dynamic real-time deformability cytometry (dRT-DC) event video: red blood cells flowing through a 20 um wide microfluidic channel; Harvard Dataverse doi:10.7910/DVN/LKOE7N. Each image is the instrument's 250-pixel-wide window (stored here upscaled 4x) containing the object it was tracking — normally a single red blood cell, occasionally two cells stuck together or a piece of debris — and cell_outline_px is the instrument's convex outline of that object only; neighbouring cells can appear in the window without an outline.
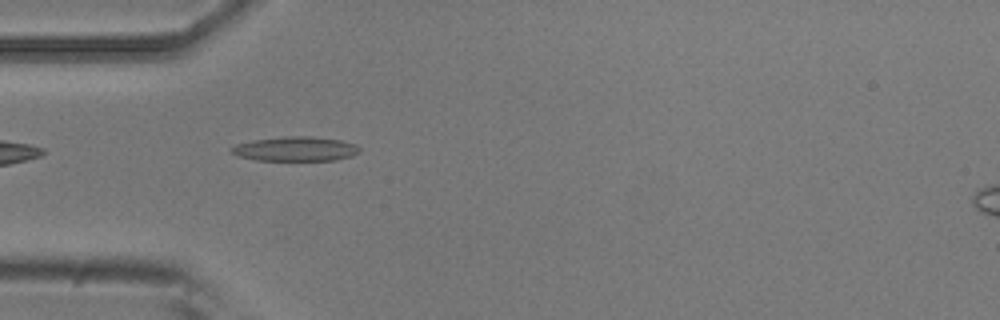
{"species": "common noctule bat (a hibernating species)", "species_latin": "Nyctalus noctula", "temperature_condition": "room temperature", "stored_images_in_passage": 5, "camera_frame_rate_fps": 3000, "um_per_image_px": 0.085, "animal": {"sex": "male", "body_mass_g": 20.5, "forearm_length_mm": 52.5}, "frame": {"image": 1, "passage_image": 4, "time_ms": 1.0, "image_size_px": [1000, 320], "cell_outline_px": [[360, 152], [352, 156], [336, 160], [256, 160], [236, 156], [228, 148], [236, 144], [252, 140], [284, 136], [312, 136], [340, 140], [356, 144], [360, 148]], "centroid_in_image_um": [25.1, 12.65], "position_along_channel_um": 59.9, "area_um2": 18.44}}
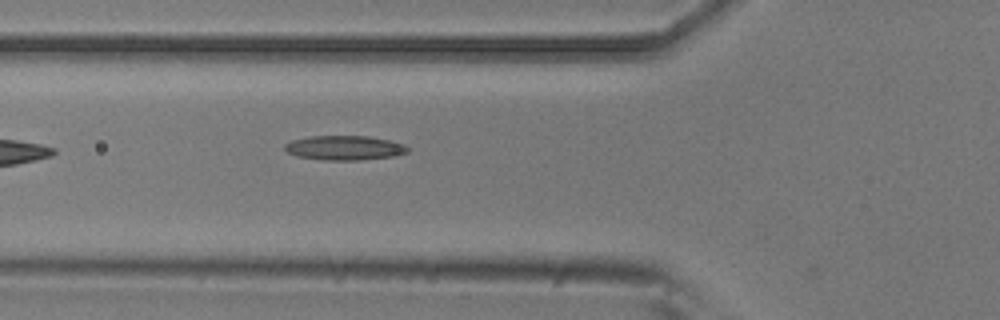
{"frame": {"image": 2, "passage_image": 5, "time_ms": 1.333, "image_size_px": [1000, 320], "cell_outline_px": [[408, 152], [392, 156], [360, 160], [324, 160], [296, 156], [288, 152], [284, 148], [284, 144], [292, 140], [308, 136], [368, 136], [388, 140], [404, 144], [408, 148]], "centroid_in_image_um": [29.25, 12.56], "position_along_channel_um": 96.6, "area_um2": 17.46}}